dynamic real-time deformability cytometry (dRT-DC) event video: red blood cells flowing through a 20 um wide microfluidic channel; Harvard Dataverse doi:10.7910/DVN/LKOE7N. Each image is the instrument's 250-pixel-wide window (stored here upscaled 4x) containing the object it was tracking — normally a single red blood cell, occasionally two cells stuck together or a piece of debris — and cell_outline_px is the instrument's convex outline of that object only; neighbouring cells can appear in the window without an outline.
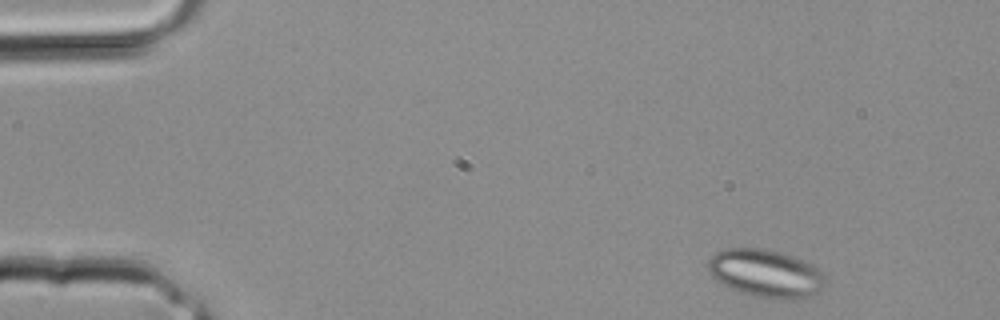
{"species": "common noctule bat (a hibernating species)", "species_latin": "Nyctalus noctula", "temperature_condition": "room temperature", "stored_images_in_passage": 32, "camera_frame_rate_fps": 3000, "um_per_image_px": 0.085, "animal": {"sex": "male", "body_mass_g": 20.4}, "frame": {"image": 1, "passage_image": 1, "time_ms": 0.0, "image_size_px": [1000, 320], "cell_outline_px": [[828, 284], [824, 288], [804, 300], [776, 300], [756, 296], [740, 292], [716, 280], [712, 276], [708, 268], [708, 260], [716, 252], [724, 248], [760, 248], [780, 252], [804, 260], [812, 264], [824, 276]], "centroid_in_image_um": [65.14, 23.26], "position_along_channel_um": 19.9, "area_um2": 33.06}}
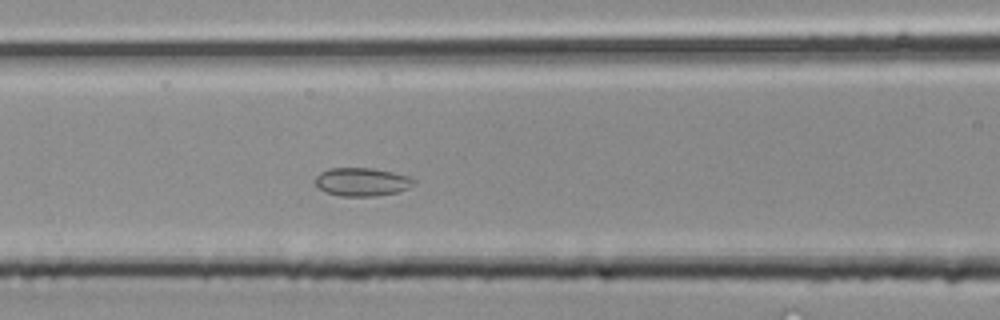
{"frame": {"image": 2, "passage_image": 12, "time_ms": 3.667, "image_size_px": [1000, 320], "cell_outline_px": [[416, 180], [408, 188], [396, 192], [376, 196], [340, 196], [324, 192], [316, 188], [316, 176], [320, 172], [328, 168], [372, 168], [392, 172], [408, 176]], "centroid_in_image_um": [30.71, 15.46], "position_along_channel_um": 135.9, "area_um2": 16.3}}
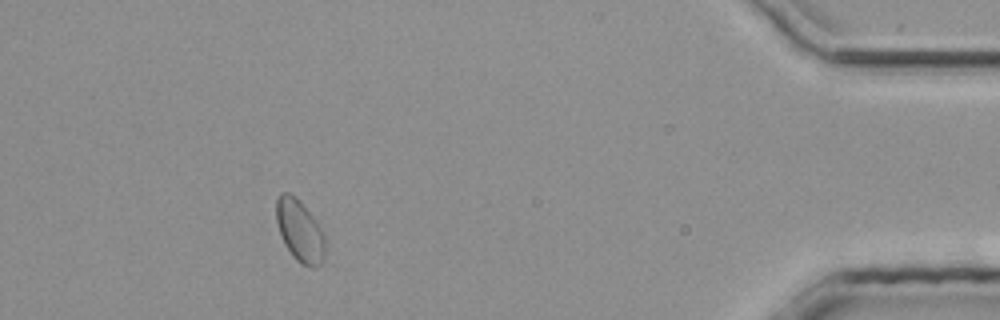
{"frame": {"image": 3, "passage_image": 29, "time_ms": 9.333, "image_size_px": [1000, 320], "cell_outline_px": [[324, 260], [316, 268], [312, 268], [300, 264], [292, 256], [284, 244], [276, 220], [276, 200], [280, 192], [288, 192], [312, 216], [320, 228], [324, 236]], "centroid_in_image_um": [25.46, 19.68], "position_along_channel_um": 409.7, "area_um2": 17.28}}